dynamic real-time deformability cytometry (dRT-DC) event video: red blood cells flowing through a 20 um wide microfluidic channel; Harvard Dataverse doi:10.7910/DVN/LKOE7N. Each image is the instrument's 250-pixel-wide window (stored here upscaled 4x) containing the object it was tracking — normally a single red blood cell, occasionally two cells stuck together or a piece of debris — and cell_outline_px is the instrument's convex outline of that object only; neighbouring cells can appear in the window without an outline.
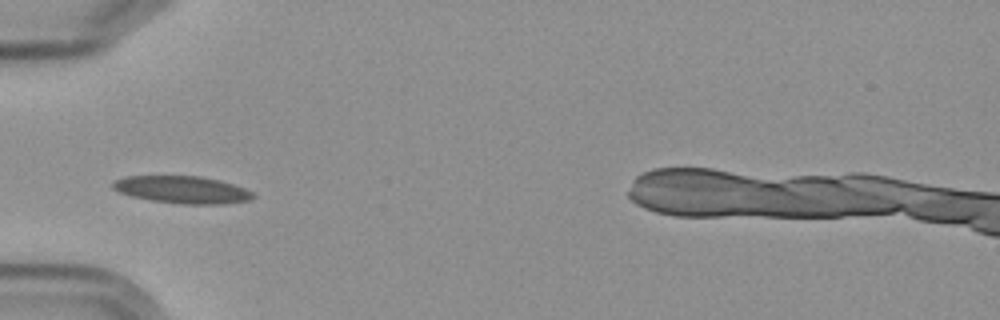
{"species": "Egyptian fruit bat (a non-hibernating species)", "species_latin": "Rousettus aegyptiacus", "temperature_condition": "cold", "stored_images_in_passage": 3, "camera_frame_rate_fps": 3000, "um_per_image_px": 0.085, "frame": {"image": 1, "passage_image": 1, "time_ms": 0.0, "image_size_px": [1000, 320], "cell_outline_px": [[256, 196], [248, 200], [224, 204], [180, 204], [152, 200], [132, 196], [120, 192], [112, 188], [112, 180], [124, 176], [200, 176], [220, 180], [244, 188], [252, 192]], "centroid_in_image_um": [15.47, 16.12], "position_along_channel_um": 69.5, "area_um2": 22.31}}
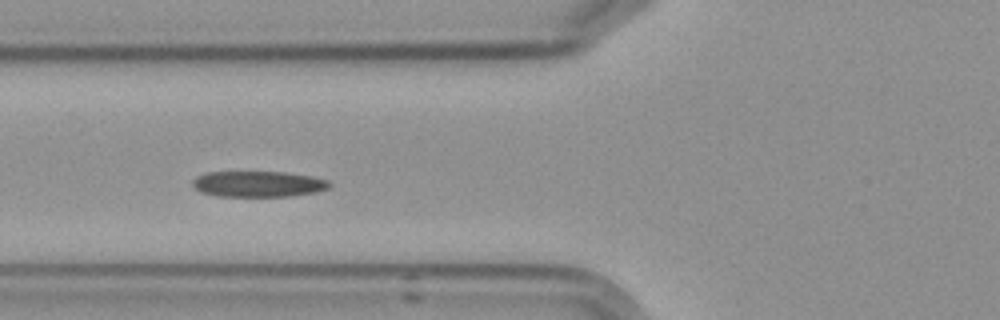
{"frame": {"image": 2, "passage_image": 2, "time_ms": 1.0, "image_size_px": [1000, 320], "cell_outline_px": [[332, 184], [328, 188], [316, 192], [292, 196], [216, 196], [200, 192], [192, 184], [192, 180], [196, 176], [204, 172], [284, 172], [312, 176], [328, 180]], "centroid_in_image_um": [21.94, 15.64], "position_along_channel_um": 103.9, "area_um2": 20.75}}
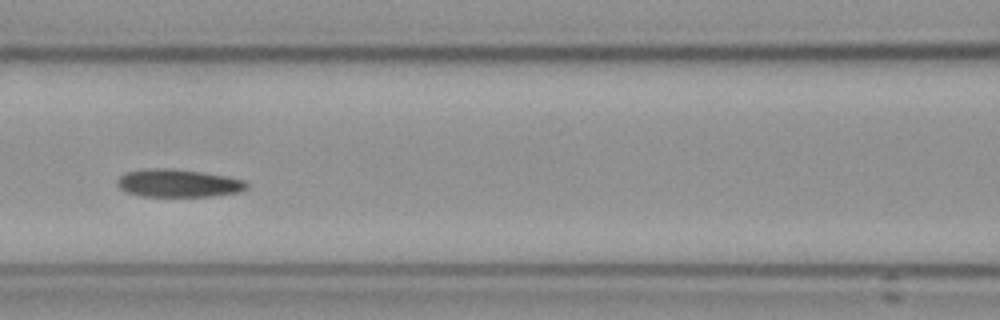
{"frame": {"image": 3, "passage_image": 3, "time_ms": 2.333, "image_size_px": [1000, 320], "cell_outline_px": [[248, 188], [240, 192], [212, 196], [140, 196], [124, 192], [116, 184], [116, 180], [124, 172], [148, 168], [164, 168], [200, 172], [228, 176], [244, 180], [248, 184]], "centroid_in_image_um": [15.12, 15.57], "position_along_channel_um": 151.5, "area_um2": 21.15}}